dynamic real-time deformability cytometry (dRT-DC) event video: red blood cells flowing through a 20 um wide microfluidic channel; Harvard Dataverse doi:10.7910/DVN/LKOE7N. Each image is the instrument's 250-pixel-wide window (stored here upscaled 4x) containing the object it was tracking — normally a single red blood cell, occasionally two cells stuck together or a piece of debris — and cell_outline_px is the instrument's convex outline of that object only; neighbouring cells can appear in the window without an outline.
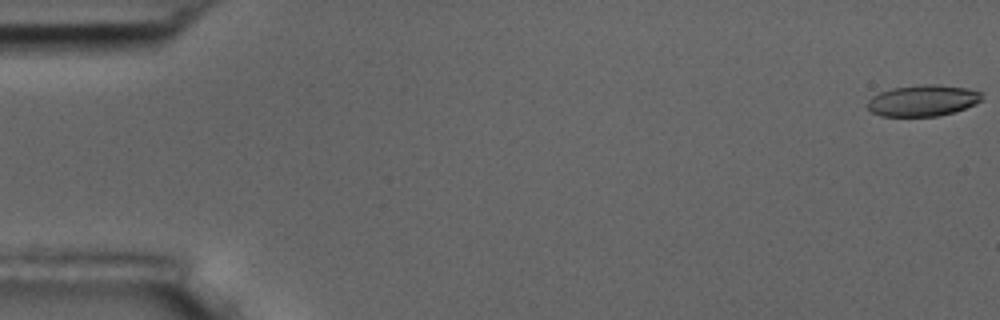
{"species": "common noctule bat (a hibernating species)", "species_latin": "Nyctalus noctula", "temperature_condition": "room temperature", "stored_images_in_passage": 4, "camera_frame_rate_fps": 3000, "um_per_image_px": 0.085, "animal": {"sex": "male", "body_mass_g": 17.5, "forearm_length_mm": 52.3}, "frame": {"image": 1, "passage_image": 1, "time_ms": 0.0, "image_size_px": [1000, 320], "cell_outline_px": [[980, 100], [976, 104], [952, 112], [936, 116], [880, 116], [872, 112], [868, 108], [868, 100], [872, 96], [880, 92], [892, 88], [924, 84], [936, 84], [968, 88], [980, 92]], "centroid_in_image_um": [78.41, 8.54], "position_along_channel_um": 6.6, "area_um2": 20.63}}